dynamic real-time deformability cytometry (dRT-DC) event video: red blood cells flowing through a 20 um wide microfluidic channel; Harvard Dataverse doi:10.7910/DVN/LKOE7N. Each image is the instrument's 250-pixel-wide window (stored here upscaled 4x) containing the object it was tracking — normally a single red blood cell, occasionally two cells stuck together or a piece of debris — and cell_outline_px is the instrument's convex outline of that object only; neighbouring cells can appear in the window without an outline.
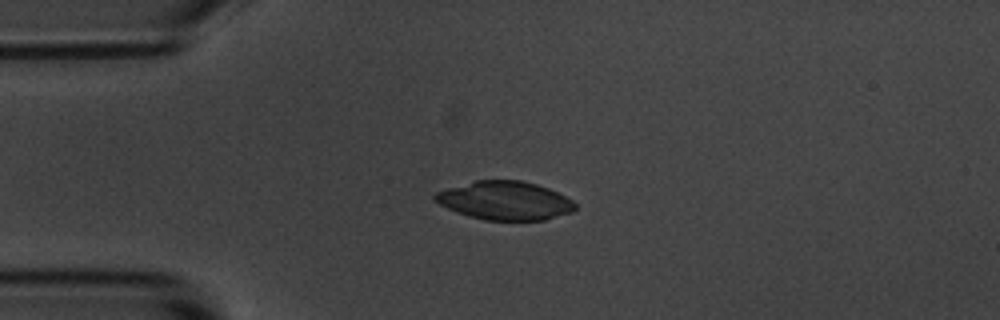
{"species": "common noctule bat (a hibernating species)", "species_latin": "Nyctalus noctula", "temperature_condition": "room temperature", "stored_images_in_passage": 4, "camera_frame_rate_fps": 3000, "um_per_image_px": 0.085, "animal": {"sex": "male", "body_mass_g": 20.1, "forearm_length_mm": 53.5}, "frame": {"image": 1, "passage_image": 3, "time_ms": 2.333, "image_size_px": [1000, 320], "cell_outline_px": [[576, 208], [572, 212], [544, 220], [484, 220], [468, 216], [456, 212], [440, 204], [432, 196], [436, 192], [448, 188], [476, 180], [520, 180], [536, 184], [548, 188], [572, 200], [576, 204]], "centroid_in_image_um": [42.92, 17.05], "position_along_channel_um": 42.1, "area_um2": 31.33}}